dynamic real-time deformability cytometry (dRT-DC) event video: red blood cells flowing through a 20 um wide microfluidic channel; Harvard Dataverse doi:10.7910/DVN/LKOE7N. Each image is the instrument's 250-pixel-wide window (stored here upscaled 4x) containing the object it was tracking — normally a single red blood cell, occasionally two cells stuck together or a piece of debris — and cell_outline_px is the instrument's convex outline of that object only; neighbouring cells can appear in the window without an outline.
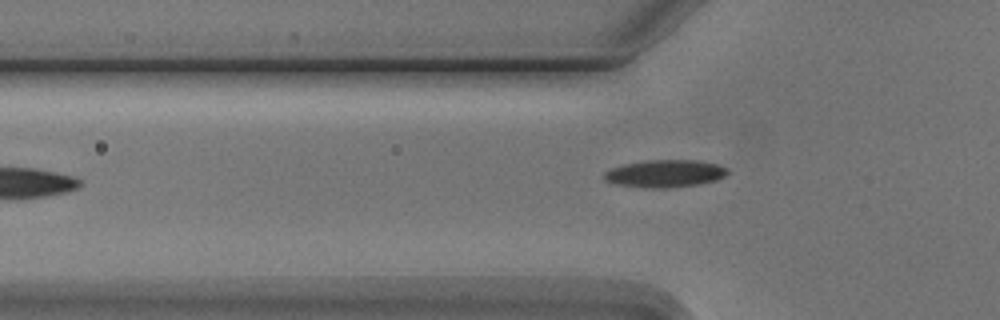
{"species": "Egyptian fruit bat (a non-hibernating species)", "species_latin": "Rousettus aegyptiacus", "temperature_condition": "cold", "stored_images_in_passage": 6, "camera_frame_rate_fps": 3000, "um_per_image_px": 0.085, "animal": {"sex": "male"}, "frame": {"image": 1, "passage_image": 6, "time_ms": 6.0, "image_size_px": [1000, 320], "cell_outline_px": [[728, 172], [724, 176], [716, 180], [700, 184], [668, 188], [648, 188], [616, 184], [604, 180], [604, 172], [612, 168], [624, 164], [648, 160], [696, 160], [716, 164], [728, 168]], "centroid_in_image_um": [56.52, 14.75], "position_along_channel_um": 69.3, "area_um2": 19.71}}